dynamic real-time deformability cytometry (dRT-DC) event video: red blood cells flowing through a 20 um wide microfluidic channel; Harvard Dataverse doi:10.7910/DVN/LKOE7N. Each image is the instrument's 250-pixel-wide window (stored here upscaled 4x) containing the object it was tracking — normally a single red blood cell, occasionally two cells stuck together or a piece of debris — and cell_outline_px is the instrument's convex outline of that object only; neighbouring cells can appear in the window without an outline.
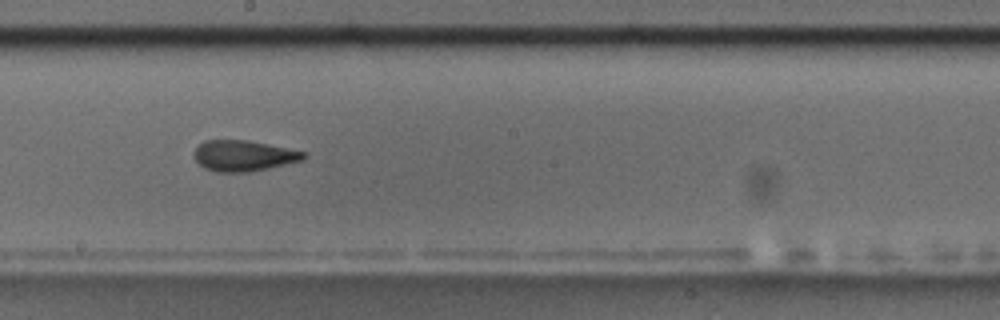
{"species": "common noctule bat (a hibernating species)", "species_latin": "Nyctalus noctula", "temperature_condition": "room temperature", "stored_images_in_passage": 44, "camera_frame_rate_fps": 3000, "um_per_image_px": 0.085, "animal": {"sex": "male", "body_mass_g": 17.5, "forearm_length_mm": 52.3}, "frame": {"image": 1, "passage_image": 19, "time_ms": 6.0, "image_size_px": [1000, 320], "cell_outline_px": [[308, 156], [304, 160], [252, 172], [216, 172], [204, 168], [192, 156], [192, 152], [204, 140], [248, 140], [308, 152]], "centroid_in_image_um": [20.73, 13.24], "position_along_channel_um": 227.5, "area_um2": 20.0}, "authors_computed_cell_mechanics": {"area_um2": 19.652, "velocity_mm_per_s": 3.6134, "shape_relaxation_time_tau1_ms": 3.984, "shape_relaxation_time_tau2_ms": 2.143, "deformation_change_tau1": 0.1511, "deformation_change_tau2": 0.1041}}